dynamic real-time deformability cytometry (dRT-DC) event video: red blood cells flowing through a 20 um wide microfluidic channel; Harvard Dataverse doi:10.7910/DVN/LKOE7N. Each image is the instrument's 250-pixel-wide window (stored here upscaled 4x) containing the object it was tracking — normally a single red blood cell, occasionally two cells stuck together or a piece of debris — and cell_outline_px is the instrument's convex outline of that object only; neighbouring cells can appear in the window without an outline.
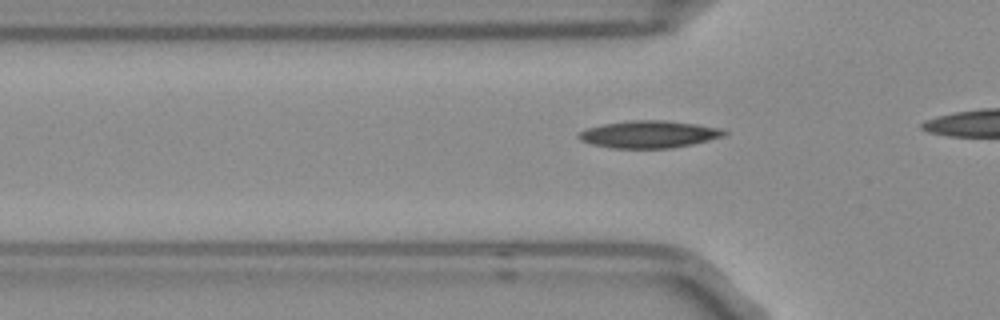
{"species": "Egyptian fruit bat (a non-hibernating species)", "species_latin": "Rousettus aegyptiacus", "temperature_condition": "room temperature", "stored_images_in_passage": 12, "camera_frame_rate_fps": 3000, "um_per_image_px": 0.085, "frame": {"image": 1, "passage_image": 6, "time_ms": 1.667, "image_size_px": [1000, 320], "cell_outline_px": [[728, 132], [724, 136], [692, 144], [672, 148], [612, 148], [592, 144], [580, 140], [576, 136], [580, 132], [588, 128], [604, 124], [628, 120], [664, 120], [696, 124], [720, 128]], "centroid_in_image_um": [55.16, 11.41], "position_along_channel_um": 70.6, "area_um2": 23.0}}